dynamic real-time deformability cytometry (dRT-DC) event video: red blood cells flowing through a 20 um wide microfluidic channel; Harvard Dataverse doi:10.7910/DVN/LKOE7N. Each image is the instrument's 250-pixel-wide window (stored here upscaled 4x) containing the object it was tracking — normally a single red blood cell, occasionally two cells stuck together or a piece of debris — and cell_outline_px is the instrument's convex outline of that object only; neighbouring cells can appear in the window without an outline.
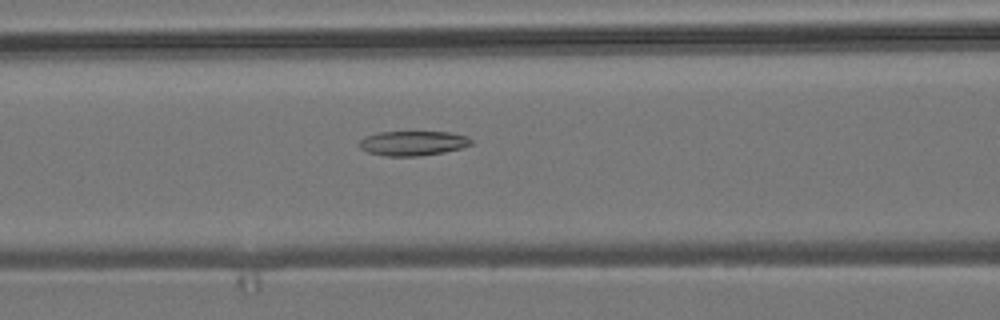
{"species": "common noctule bat (a hibernating species)", "species_latin": "Nyctalus noctula", "temperature_condition": "room temperature", "stored_images_in_passage": 25, "camera_frame_rate_fps": 3000, "um_per_image_px": 0.085, "animal": {"sex": "male", "body_mass_g": 19.2, "forearm_length_mm": 51.8}, "frame": {"image": 1, "passage_image": 6, "time_ms": 1.667, "image_size_px": [1000, 320], "cell_outline_px": [[472, 144], [460, 148], [444, 152], [416, 156], [384, 156], [368, 152], [360, 148], [360, 140], [364, 136], [376, 132], [448, 132], [468, 136], [472, 140]], "centroid_in_image_um": [35.08, 12.17], "position_along_channel_um": 131.5, "area_um2": 16.07}}
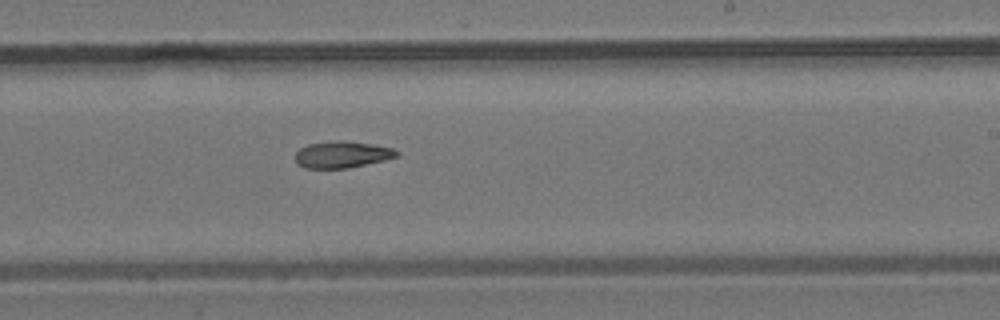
{"frame": {"image": 2, "passage_image": 16, "time_ms": 5.0, "image_size_px": [1000, 320], "cell_outline_px": [[400, 152], [396, 156], [384, 160], [348, 168], [304, 168], [296, 164], [296, 152], [300, 148], [308, 144], [332, 140], [344, 140], [372, 144], [392, 148]], "centroid_in_image_um": [29.04, 13.13], "position_along_channel_um": 260.0, "area_um2": 15.78}}
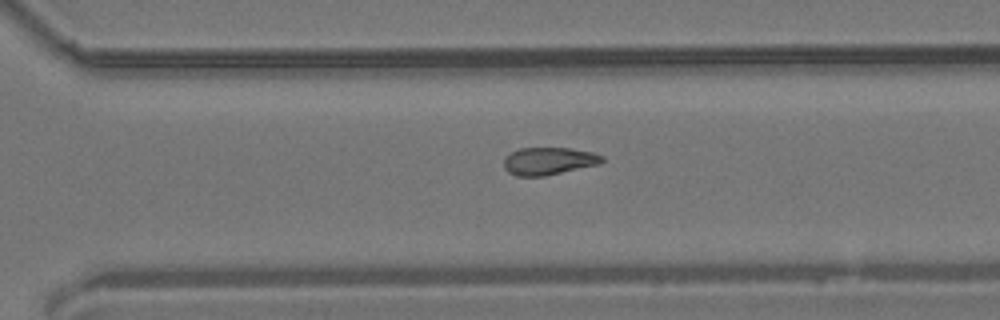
{"frame": {"image": 3, "passage_image": 21, "time_ms": 6.667, "image_size_px": [1000, 320], "cell_outline_px": [[604, 160], [600, 164], [544, 176], [516, 176], [508, 172], [504, 168], [504, 160], [512, 152], [520, 148], [568, 148], [592, 152], [604, 156]], "centroid_in_image_um": [46.66, 13.69], "position_along_channel_um": 323.9, "area_um2": 15.66}}